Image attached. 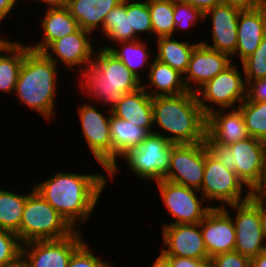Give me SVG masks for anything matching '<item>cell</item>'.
<instances>
[{
    "mask_svg": "<svg viewBox=\"0 0 266 267\" xmlns=\"http://www.w3.org/2000/svg\"><path fill=\"white\" fill-rule=\"evenodd\" d=\"M107 177L102 173H55L49 179L35 183L34 189L67 221L74 230H83L95 211Z\"/></svg>",
    "mask_w": 266,
    "mask_h": 267,
    "instance_id": "obj_1",
    "label": "cell"
},
{
    "mask_svg": "<svg viewBox=\"0 0 266 267\" xmlns=\"http://www.w3.org/2000/svg\"><path fill=\"white\" fill-rule=\"evenodd\" d=\"M152 109L154 133L174 144L205 141L207 116L203 113L195 92L154 97Z\"/></svg>",
    "mask_w": 266,
    "mask_h": 267,
    "instance_id": "obj_2",
    "label": "cell"
},
{
    "mask_svg": "<svg viewBox=\"0 0 266 267\" xmlns=\"http://www.w3.org/2000/svg\"><path fill=\"white\" fill-rule=\"evenodd\" d=\"M95 53L92 64L77 74L78 88L82 94H89L90 101L107 105L112 111L124 94L141 88L142 81L109 50L100 47Z\"/></svg>",
    "mask_w": 266,
    "mask_h": 267,
    "instance_id": "obj_3",
    "label": "cell"
},
{
    "mask_svg": "<svg viewBox=\"0 0 266 267\" xmlns=\"http://www.w3.org/2000/svg\"><path fill=\"white\" fill-rule=\"evenodd\" d=\"M44 53L29 49L15 86L14 95L19 103L36 111L43 120L51 121L55 117L58 73L60 68Z\"/></svg>",
    "mask_w": 266,
    "mask_h": 267,
    "instance_id": "obj_4",
    "label": "cell"
},
{
    "mask_svg": "<svg viewBox=\"0 0 266 267\" xmlns=\"http://www.w3.org/2000/svg\"><path fill=\"white\" fill-rule=\"evenodd\" d=\"M208 152L225 168L234 171L253 192L266 188V142L248 137L229 145L214 143L207 135Z\"/></svg>",
    "mask_w": 266,
    "mask_h": 267,
    "instance_id": "obj_5",
    "label": "cell"
},
{
    "mask_svg": "<svg viewBox=\"0 0 266 267\" xmlns=\"http://www.w3.org/2000/svg\"><path fill=\"white\" fill-rule=\"evenodd\" d=\"M75 230L35 189L27 195L20 222L22 244L36 240H57Z\"/></svg>",
    "mask_w": 266,
    "mask_h": 267,
    "instance_id": "obj_6",
    "label": "cell"
},
{
    "mask_svg": "<svg viewBox=\"0 0 266 267\" xmlns=\"http://www.w3.org/2000/svg\"><path fill=\"white\" fill-rule=\"evenodd\" d=\"M223 208L228 213L236 212V215H231L235 227L234 251L250 259L265 251L266 227L262 204L252 196L245 202Z\"/></svg>",
    "mask_w": 266,
    "mask_h": 267,
    "instance_id": "obj_7",
    "label": "cell"
},
{
    "mask_svg": "<svg viewBox=\"0 0 266 267\" xmlns=\"http://www.w3.org/2000/svg\"><path fill=\"white\" fill-rule=\"evenodd\" d=\"M236 65L232 62L195 92L206 116L213 112L215 107V110L238 108L246 99L247 84L244 70L241 65V73Z\"/></svg>",
    "mask_w": 266,
    "mask_h": 267,
    "instance_id": "obj_8",
    "label": "cell"
},
{
    "mask_svg": "<svg viewBox=\"0 0 266 267\" xmlns=\"http://www.w3.org/2000/svg\"><path fill=\"white\" fill-rule=\"evenodd\" d=\"M174 143L160 134L150 133L137 148L127 150L118 159L125 160L130 172L141 180L161 181L167 174Z\"/></svg>",
    "mask_w": 266,
    "mask_h": 267,
    "instance_id": "obj_9",
    "label": "cell"
},
{
    "mask_svg": "<svg viewBox=\"0 0 266 267\" xmlns=\"http://www.w3.org/2000/svg\"><path fill=\"white\" fill-rule=\"evenodd\" d=\"M247 188L246 194H243ZM200 193L205 200L218 202L216 207H224L238 204L249 200L253 192L244 184L234 171L225 168L214 156H212L205 145V169Z\"/></svg>",
    "mask_w": 266,
    "mask_h": 267,
    "instance_id": "obj_10",
    "label": "cell"
},
{
    "mask_svg": "<svg viewBox=\"0 0 266 267\" xmlns=\"http://www.w3.org/2000/svg\"><path fill=\"white\" fill-rule=\"evenodd\" d=\"M165 209L173 221L163 222L164 225L200 223L208 212L216 207L213 204L204 206L207 202L198 189L176 184L165 179L154 182ZM200 193V195H198ZM201 196V197H200Z\"/></svg>",
    "mask_w": 266,
    "mask_h": 267,
    "instance_id": "obj_11",
    "label": "cell"
},
{
    "mask_svg": "<svg viewBox=\"0 0 266 267\" xmlns=\"http://www.w3.org/2000/svg\"><path fill=\"white\" fill-rule=\"evenodd\" d=\"M77 116L82 129L84 139L94 161L107 172L112 166V142L110 135L109 118L111 111L101 112L93 103L81 104L78 106Z\"/></svg>",
    "mask_w": 266,
    "mask_h": 267,
    "instance_id": "obj_12",
    "label": "cell"
},
{
    "mask_svg": "<svg viewBox=\"0 0 266 267\" xmlns=\"http://www.w3.org/2000/svg\"><path fill=\"white\" fill-rule=\"evenodd\" d=\"M75 230L57 240H36L22 244L21 259L28 267H67L74 251L85 241Z\"/></svg>",
    "mask_w": 266,
    "mask_h": 267,
    "instance_id": "obj_13",
    "label": "cell"
},
{
    "mask_svg": "<svg viewBox=\"0 0 266 267\" xmlns=\"http://www.w3.org/2000/svg\"><path fill=\"white\" fill-rule=\"evenodd\" d=\"M205 169V142L175 144L172 147L164 179L176 184L200 189Z\"/></svg>",
    "mask_w": 266,
    "mask_h": 267,
    "instance_id": "obj_14",
    "label": "cell"
},
{
    "mask_svg": "<svg viewBox=\"0 0 266 267\" xmlns=\"http://www.w3.org/2000/svg\"><path fill=\"white\" fill-rule=\"evenodd\" d=\"M93 34L79 28L76 32L55 40L43 53L57 65L66 69L84 71L93 61L95 48L91 40Z\"/></svg>",
    "mask_w": 266,
    "mask_h": 267,
    "instance_id": "obj_15",
    "label": "cell"
},
{
    "mask_svg": "<svg viewBox=\"0 0 266 267\" xmlns=\"http://www.w3.org/2000/svg\"><path fill=\"white\" fill-rule=\"evenodd\" d=\"M162 256L209 259L200 224L162 226Z\"/></svg>",
    "mask_w": 266,
    "mask_h": 267,
    "instance_id": "obj_16",
    "label": "cell"
},
{
    "mask_svg": "<svg viewBox=\"0 0 266 267\" xmlns=\"http://www.w3.org/2000/svg\"><path fill=\"white\" fill-rule=\"evenodd\" d=\"M231 63L232 59L228 54L198 43L192 51L188 69L183 76L185 87L188 91L196 92Z\"/></svg>",
    "mask_w": 266,
    "mask_h": 267,
    "instance_id": "obj_17",
    "label": "cell"
},
{
    "mask_svg": "<svg viewBox=\"0 0 266 267\" xmlns=\"http://www.w3.org/2000/svg\"><path fill=\"white\" fill-rule=\"evenodd\" d=\"M240 9L221 3L204 13V22L211 19L212 42L200 40L199 43L216 51L228 54L231 58L237 46V25ZM212 43V44H210Z\"/></svg>",
    "mask_w": 266,
    "mask_h": 267,
    "instance_id": "obj_18",
    "label": "cell"
},
{
    "mask_svg": "<svg viewBox=\"0 0 266 267\" xmlns=\"http://www.w3.org/2000/svg\"><path fill=\"white\" fill-rule=\"evenodd\" d=\"M206 251L210 258L234 251L235 227L231 214L222 207H213L199 223Z\"/></svg>",
    "mask_w": 266,
    "mask_h": 267,
    "instance_id": "obj_19",
    "label": "cell"
},
{
    "mask_svg": "<svg viewBox=\"0 0 266 267\" xmlns=\"http://www.w3.org/2000/svg\"><path fill=\"white\" fill-rule=\"evenodd\" d=\"M266 35V5L256 10H244L239 13L237 25V46L233 57H238L240 64L259 47Z\"/></svg>",
    "mask_w": 266,
    "mask_h": 267,
    "instance_id": "obj_20",
    "label": "cell"
},
{
    "mask_svg": "<svg viewBox=\"0 0 266 267\" xmlns=\"http://www.w3.org/2000/svg\"><path fill=\"white\" fill-rule=\"evenodd\" d=\"M206 135L220 145H229L249 137L239 108L214 110L207 115Z\"/></svg>",
    "mask_w": 266,
    "mask_h": 267,
    "instance_id": "obj_21",
    "label": "cell"
},
{
    "mask_svg": "<svg viewBox=\"0 0 266 267\" xmlns=\"http://www.w3.org/2000/svg\"><path fill=\"white\" fill-rule=\"evenodd\" d=\"M110 135L112 142V166L107 170V181L112 182L119 171L118 158L127 150L137 148L150 134L145 128L139 127L130 121L123 120L111 113L109 118Z\"/></svg>",
    "mask_w": 266,
    "mask_h": 267,
    "instance_id": "obj_22",
    "label": "cell"
},
{
    "mask_svg": "<svg viewBox=\"0 0 266 267\" xmlns=\"http://www.w3.org/2000/svg\"><path fill=\"white\" fill-rule=\"evenodd\" d=\"M45 15L40 20L42 39L30 44L29 48L43 53L55 40L76 32L80 27L67 7L45 9Z\"/></svg>",
    "mask_w": 266,
    "mask_h": 267,
    "instance_id": "obj_23",
    "label": "cell"
},
{
    "mask_svg": "<svg viewBox=\"0 0 266 267\" xmlns=\"http://www.w3.org/2000/svg\"><path fill=\"white\" fill-rule=\"evenodd\" d=\"M111 113L118 118L145 128L149 133L154 131L152 97L143 87L135 92L124 94Z\"/></svg>",
    "mask_w": 266,
    "mask_h": 267,
    "instance_id": "obj_24",
    "label": "cell"
},
{
    "mask_svg": "<svg viewBox=\"0 0 266 267\" xmlns=\"http://www.w3.org/2000/svg\"><path fill=\"white\" fill-rule=\"evenodd\" d=\"M152 59L145 78L149 81L147 82L148 85L144 84V80L142 81V87L152 98L175 96L188 91L181 73L155 58Z\"/></svg>",
    "mask_w": 266,
    "mask_h": 267,
    "instance_id": "obj_25",
    "label": "cell"
},
{
    "mask_svg": "<svg viewBox=\"0 0 266 267\" xmlns=\"http://www.w3.org/2000/svg\"><path fill=\"white\" fill-rule=\"evenodd\" d=\"M29 45L0 38V92L13 95Z\"/></svg>",
    "mask_w": 266,
    "mask_h": 267,
    "instance_id": "obj_26",
    "label": "cell"
},
{
    "mask_svg": "<svg viewBox=\"0 0 266 267\" xmlns=\"http://www.w3.org/2000/svg\"><path fill=\"white\" fill-rule=\"evenodd\" d=\"M122 0H68L67 8L81 29L92 34L102 29L107 14Z\"/></svg>",
    "mask_w": 266,
    "mask_h": 267,
    "instance_id": "obj_27",
    "label": "cell"
},
{
    "mask_svg": "<svg viewBox=\"0 0 266 267\" xmlns=\"http://www.w3.org/2000/svg\"><path fill=\"white\" fill-rule=\"evenodd\" d=\"M156 55L153 56L158 61L169 65L174 70H177L183 76L186 73L189 65V60L192 51L199 42L191 43L179 40L174 36L160 37L156 40Z\"/></svg>",
    "mask_w": 266,
    "mask_h": 267,
    "instance_id": "obj_28",
    "label": "cell"
},
{
    "mask_svg": "<svg viewBox=\"0 0 266 267\" xmlns=\"http://www.w3.org/2000/svg\"><path fill=\"white\" fill-rule=\"evenodd\" d=\"M100 32L106 39L111 41L108 46L101 48L109 50L116 43L136 41L138 38L134 35V30H130L129 15H127V0H122L120 4L114 7L105 17ZM111 45V46H110Z\"/></svg>",
    "mask_w": 266,
    "mask_h": 267,
    "instance_id": "obj_29",
    "label": "cell"
},
{
    "mask_svg": "<svg viewBox=\"0 0 266 267\" xmlns=\"http://www.w3.org/2000/svg\"><path fill=\"white\" fill-rule=\"evenodd\" d=\"M143 37L142 39H138L136 41L131 42H120L116 43L117 46L120 48H117L116 46H112L109 51L113 53L117 58H119L124 65L132 72L134 73L141 81H143L142 78V72L139 71L140 69L143 70L144 67H150V63H152V59H150V55L152 57V54L149 52V42L144 41Z\"/></svg>",
    "mask_w": 266,
    "mask_h": 267,
    "instance_id": "obj_30",
    "label": "cell"
},
{
    "mask_svg": "<svg viewBox=\"0 0 266 267\" xmlns=\"http://www.w3.org/2000/svg\"><path fill=\"white\" fill-rule=\"evenodd\" d=\"M0 189V229L15 232L20 239V222L27 195Z\"/></svg>",
    "mask_w": 266,
    "mask_h": 267,
    "instance_id": "obj_31",
    "label": "cell"
},
{
    "mask_svg": "<svg viewBox=\"0 0 266 267\" xmlns=\"http://www.w3.org/2000/svg\"><path fill=\"white\" fill-rule=\"evenodd\" d=\"M155 39L174 36L173 0H148Z\"/></svg>",
    "mask_w": 266,
    "mask_h": 267,
    "instance_id": "obj_32",
    "label": "cell"
},
{
    "mask_svg": "<svg viewBox=\"0 0 266 267\" xmlns=\"http://www.w3.org/2000/svg\"><path fill=\"white\" fill-rule=\"evenodd\" d=\"M238 108L244 116L248 135L266 142V101L252 102L245 99Z\"/></svg>",
    "mask_w": 266,
    "mask_h": 267,
    "instance_id": "obj_33",
    "label": "cell"
},
{
    "mask_svg": "<svg viewBox=\"0 0 266 267\" xmlns=\"http://www.w3.org/2000/svg\"><path fill=\"white\" fill-rule=\"evenodd\" d=\"M127 15L130 30H134V35L138 39H142L143 34L153 35L148 0H127Z\"/></svg>",
    "mask_w": 266,
    "mask_h": 267,
    "instance_id": "obj_34",
    "label": "cell"
},
{
    "mask_svg": "<svg viewBox=\"0 0 266 267\" xmlns=\"http://www.w3.org/2000/svg\"><path fill=\"white\" fill-rule=\"evenodd\" d=\"M22 257V243L15 232L0 229V267L17 264Z\"/></svg>",
    "mask_w": 266,
    "mask_h": 267,
    "instance_id": "obj_35",
    "label": "cell"
},
{
    "mask_svg": "<svg viewBox=\"0 0 266 267\" xmlns=\"http://www.w3.org/2000/svg\"><path fill=\"white\" fill-rule=\"evenodd\" d=\"M174 33L177 30L194 28L197 22L204 21V14L196 7L182 0H173ZM193 26V27H192ZM179 28V29H178Z\"/></svg>",
    "mask_w": 266,
    "mask_h": 267,
    "instance_id": "obj_36",
    "label": "cell"
},
{
    "mask_svg": "<svg viewBox=\"0 0 266 267\" xmlns=\"http://www.w3.org/2000/svg\"><path fill=\"white\" fill-rule=\"evenodd\" d=\"M241 65L244 70L246 84L257 79L266 78V35L261 40L259 47Z\"/></svg>",
    "mask_w": 266,
    "mask_h": 267,
    "instance_id": "obj_37",
    "label": "cell"
},
{
    "mask_svg": "<svg viewBox=\"0 0 266 267\" xmlns=\"http://www.w3.org/2000/svg\"><path fill=\"white\" fill-rule=\"evenodd\" d=\"M87 243L85 240L74 251L67 267H114L111 261L102 259L101 255H95L94 250Z\"/></svg>",
    "mask_w": 266,
    "mask_h": 267,
    "instance_id": "obj_38",
    "label": "cell"
},
{
    "mask_svg": "<svg viewBox=\"0 0 266 267\" xmlns=\"http://www.w3.org/2000/svg\"><path fill=\"white\" fill-rule=\"evenodd\" d=\"M210 267H251V259L237 251L218 254L209 260Z\"/></svg>",
    "mask_w": 266,
    "mask_h": 267,
    "instance_id": "obj_39",
    "label": "cell"
},
{
    "mask_svg": "<svg viewBox=\"0 0 266 267\" xmlns=\"http://www.w3.org/2000/svg\"><path fill=\"white\" fill-rule=\"evenodd\" d=\"M246 100L252 102L266 101V78L247 83Z\"/></svg>",
    "mask_w": 266,
    "mask_h": 267,
    "instance_id": "obj_40",
    "label": "cell"
},
{
    "mask_svg": "<svg viewBox=\"0 0 266 267\" xmlns=\"http://www.w3.org/2000/svg\"><path fill=\"white\" fill-rule=\"evenodd\" d=\"M170 267H210L209 259H194L188 257L163 256Z\"/></svg>",
    "mask_w": 266,
    "mask_h": 267,
    "instance_id": "obj_41",
    "label": "cell"
},
{
    "mask_svg": "<svg viewBox=\"0 0 266 267\" xmlns=\"http://www.w3.org/2000/svg\"><path fill=\"white\" fill-rule=\"evenodd\" d=\"M223 3L244 11L261 8L266 5V0H223Z\"/></svg>",
    "mask_w": 266,
    "mask_h": 267,
    "instance_id": "obj_42",
    "label": "cell"
},
{
    "mask_svg": "<svg viewBox=\"0 0 266 267\" xmlns=\"http://www.w3.org/2000/svg\"><path fill=\"white\" fill-rule=\"evenodd\" d=\"M191 4L192 6L198 8L203 14L210 10L211 8L215 7L223 3V0H182Z\"/></svg>",
    "mask_w": 266,
    "mask_h": 267,
    "instance_id": "obj_43",
    "label": "cell"
},
{
    "mask_svg": "<svg viewBox=\"0 0 266 267\" xmlns=\"http://www.w3.org/2000/svg\"><path fill=\"white\" fill-rule=\"evenodd\" d=\"M21 0H0V25L10 16V13L16 8L17 2Z\"/></svg>",
    "mask_w": 266,
    "mask_h": 267,
    "instance_id": "obj_44",
    "label": "cell"
},
{
    "mask_svg": "<svg viewBox=\"0 0 266 267\" xmlns=\"http://www.w3.org/2000/svg\"><path fill=\"white\" fill-rule=\"evenodd\" d=\"M34 1V0H33ZM43 2L47 5L45 9L64 8L67 7L68 0H39L36 2Z\"/></svg>",
    "mask_w": 266,
    "mask_h": 267,
    "instance_id": "obj_45",
    "label": "cell"
},
{
    "mask_svg": "<svg viewBox=\"0 0 266 267\" xmlns=\"http://www.w3.org/2000/svg\"><path fill=\"white\" fill-rule=\"evenodd\" d=\"M251 267H266V250L251 259Z\"/></svg>",
    "mask_w": 266,
    "mask_h": 267,
    "instance_id": "obj_46",
    "label": "cell"
},
{
    "mask_svg": "<svg viewBox=\"0 0 266 267\" xmlns=\"http://www.w3.org/2000/svg\"><path fill=\"white\" fill-rule=\"evenodd\" d=\"M253 196L262 204L265 217V227H266V192L264 190L255 192Z\"/></svg>",
    "mask_w": 266,
    "mask_h": 267,
    "instance_id": "obj_47",
    "label": "cell"
},
{
    "mask_svg": "<svg viewBox=\"0 0 266 267\" xmlns=\"http://www.w3.org/2000/svg\"><path fill=\"white\" fill-rule=\"evenodd\" d=\"M151 267H170L169 262L159 253Z\"/></svg>",
    "mask_w": 266,
    "mask_h": 267,
    "instance_id": "obj_48",
    "label": "cell"
},
{
    "mask_svg": "<svg viewBox=\"0 0 266 267\" xmlns=\"http://www.w3.org/2000/svg\"><path fill=\"white\" fill-rule=\"evenodd\" d=\"M9 267H28V266L21 259L17 264L9 266Z\"/></svg>",
    "mask_w": 266,
    "mask_h": 267,
    "instance_id": "obj_49",
    "label": "cell"
}]
</instances>
